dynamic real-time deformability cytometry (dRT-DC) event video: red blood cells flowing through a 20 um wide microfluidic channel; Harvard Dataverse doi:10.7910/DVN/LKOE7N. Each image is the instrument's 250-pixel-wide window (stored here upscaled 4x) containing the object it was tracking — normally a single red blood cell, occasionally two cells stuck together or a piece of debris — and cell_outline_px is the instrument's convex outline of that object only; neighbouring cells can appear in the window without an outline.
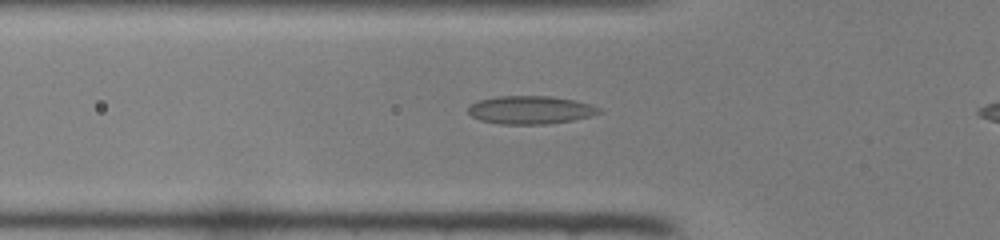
{"species": "common noctule bat (a hibernating species)", "species_latin": "Nyctalus noctula", "temperature_condition": "room temperature", "stored_images_in_passage": 30, "camera_frame_rate_fps": 3000, "um_per_image_px": 0.085, "animal": {"sex": "female", "body_mass_g": 22.0, "forearm_length_mm": 56.7}, "frame": {"image": 1, "passage_image": 5, "time_ms": 1.333, "image_size_px": [1000, 240], "cell_outline_px": [[604, 112], [592, 116], [572, 120], [548, 124], [500, 124], [480, 120], [472, 116], [468, 112], [468, 104], [480, 100], [496, 96], [552, 96], [576, 100], [592, 104], [600, 108]], "centroid_in_image_um": [45.12, 9.34], "position_along_channel_um": 80.7, "area_um2": 21.73}}
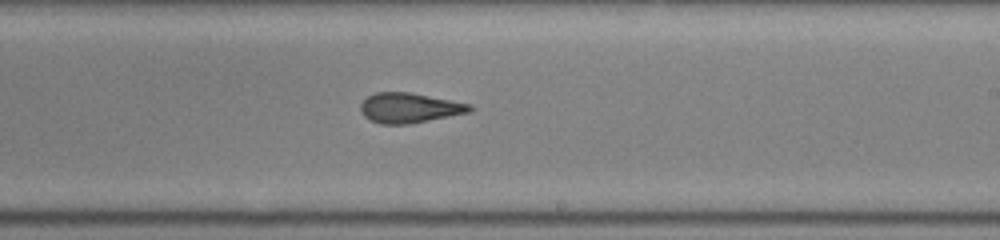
{"frame": {"image": 2, "passage_image": 17, "time_ms": 5.333, "image_size_px": [1000, 240], "cell_outline_px": [[472, 108], [468, 112], [408, 124], [380, 124], [364, 116], [360, 108], [360, 104], [368, 96], [376, 92], [412, 92], [472, 104]], "centroid_in_image_um": [34.78, 9.15], "position_along_channel_um": 254.2, "area_um2": 18.9}}
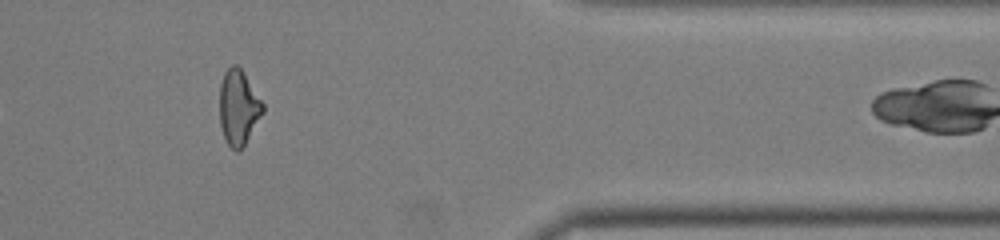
{"frame": {"image": 3, "passage_image": 28, "time_ms": 9.0, "image_size_px": [1000, 240], "cell_outline_px": [[264, 112], [244, 144], [236, 152], [228, 144], [224, 136], [220, 124], [220, 84], [224, 72], [232, 64], [236, 64], [244, 72], [264, 104]], "centroid_in_image_um": [20.27, 9.09], "position_along_channel_um": 391.1, "area_um2": 18.73}}